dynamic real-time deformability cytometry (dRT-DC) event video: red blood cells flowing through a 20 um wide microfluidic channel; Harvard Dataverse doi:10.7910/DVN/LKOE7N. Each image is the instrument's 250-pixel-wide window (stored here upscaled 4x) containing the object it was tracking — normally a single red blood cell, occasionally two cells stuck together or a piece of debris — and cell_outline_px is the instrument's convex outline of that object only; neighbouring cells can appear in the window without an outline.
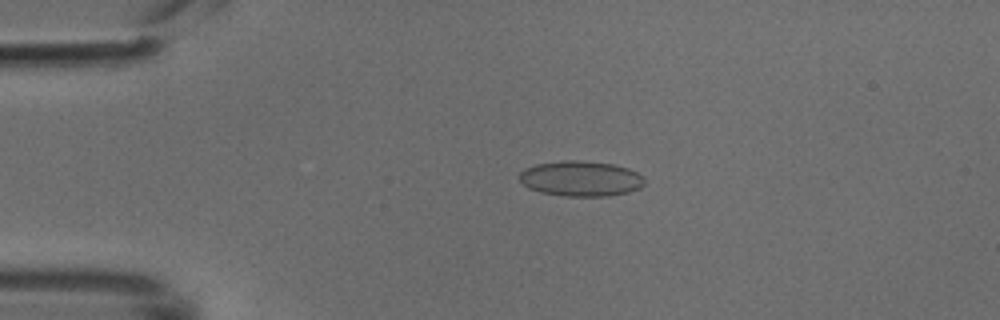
{"species": "common noctule bat (a hibernating species)", "species_latin": "Nyctalus noctula", "temperature_condition": "cold", "stored_images_in_passage": 39, "camera_frame_rate_fps": 3000, "um_per_image_px": 0.085, "animal": {"sex": "male", "body_mass_g": 18.8}, "frame": {"image": 1, "passage_image": 1, "time_ms": 0.0, "image_size_px": [1000, 320], "cell_outline_px": [[644, 184], [640, 188], [628, 192], [608, 196], [564, 196], [540, 192], [528, 188], [520, 180], [520, 172], [524, 168], [536, 164], [564, 160], [580, 160], [612, 164], [628, 168], [644, 176]], "centroid_in_image_um": [49.37, 15.18], "position_along_channel_um": 35.6, "area_um2": 25.84}}
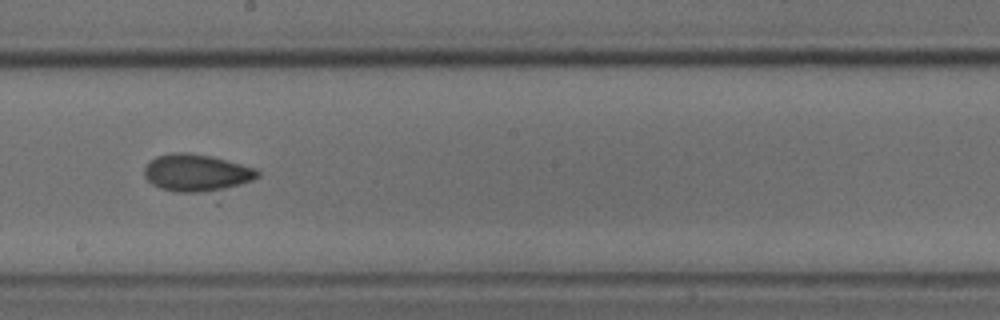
{"frame": {"image": 2, "passage_image": 18, "time_ms": 5.667, "image_size_px": [1000, 320], "cell_outline_px": [[260, 176], [220, 204], [216, 204], [160, 188], [152, 184], [144, 176], [144, 168], [156, 156], [172, 152], [188, 152], [212, 156], [256, 168], [260, 172]], "centroid_in_image_um": [16.96, 14.94], "position_along_channel_um": 231.2, "area_um2": 28.73}}
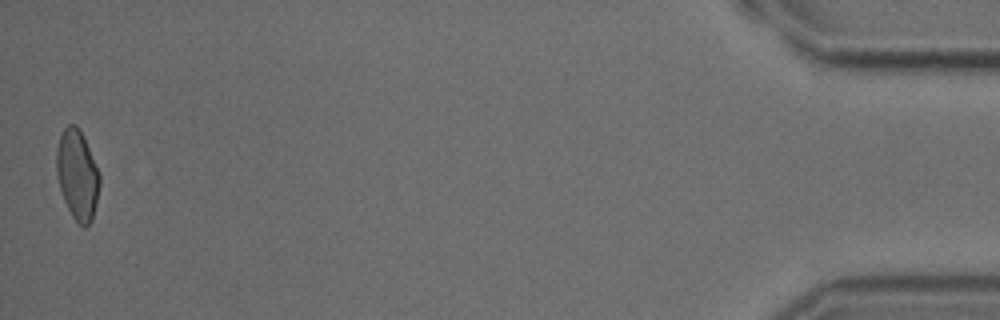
{"frame": {"image": 3, "passage_image": 39, "time_ms": 12.667, "image_size_px": [1000, 320], "cell_outline_px": [[100, 184], [92, 220], [84, 228], [72, 216], [64, 200], [60, 188], [56, 172], [56, 148], [60, 136], [64, 128], [68, 124], [72, 124], [84, 136], [100, 176]], "centroid_in_image_um": [6.56, 14.86], "position_along_channel_um": 428.6, "area_um2": 22.25}}